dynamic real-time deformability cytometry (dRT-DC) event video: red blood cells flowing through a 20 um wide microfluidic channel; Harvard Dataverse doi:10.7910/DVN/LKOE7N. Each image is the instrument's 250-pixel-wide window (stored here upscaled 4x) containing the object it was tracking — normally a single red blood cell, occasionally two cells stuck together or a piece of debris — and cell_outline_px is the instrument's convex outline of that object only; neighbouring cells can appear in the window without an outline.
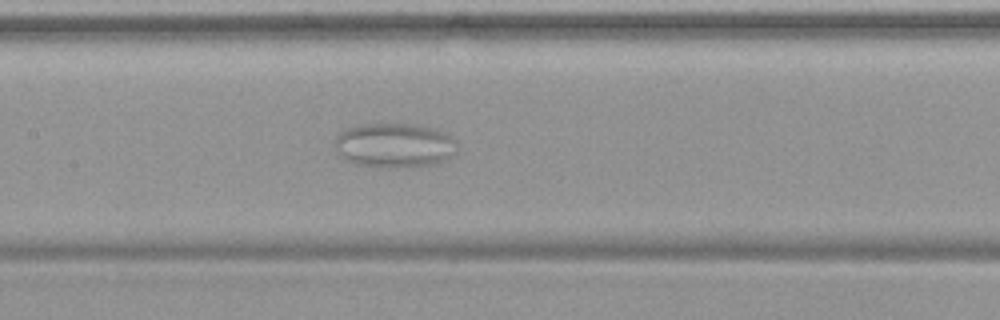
{"species": "common noctule bat (a hibernating species)", "species_latin": "Nyctalus noctula", "temperature_condition": "warm", "stored_images_in_passage": 40, "camera_frame_rate_fps": 3000, "um_per_image_px": 0.085, "animal": {"sex": "female", "body_mass_g": 19.9}, "frame": {"image": 1, "passage_image": 12, "time_ms": 3.667, "image_size_px": [1000, 320], "cell_outline_px": [[456, 140], [448, 156], [444, 160], [432, 164], [396, 168], [380, 168], [352, 164], [344, 160], [336, 152], [336, 136], [340, 132], [348, 128], [364, 124], [416, 124], [432, 128], [444, 132]], "centroid_in_image_um": [33.43, 12.36], "position_along_channel_um": 174.0, "area_um2": 31.56}}
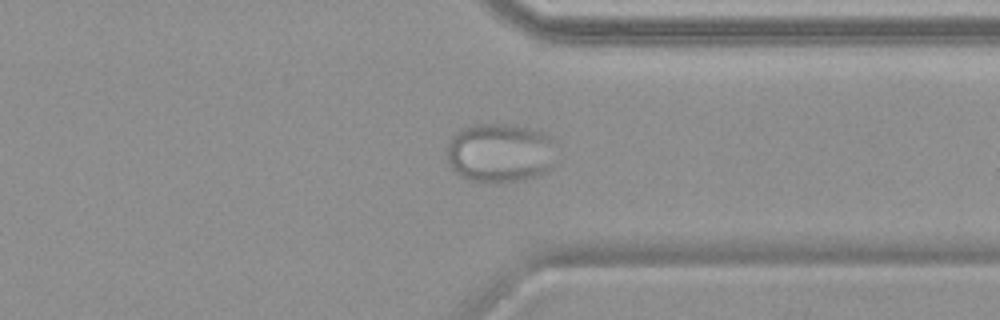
{"frame": {"image": 2, "passage_image": 28, "time_ms": 9.0, "image_size_px": [1000, 320], "cell_outline_px": [[548, 172], [536, 176], [520, 180], [488, 184], [472, 180], [460, 176], [452, 168], [448, 160], [448, 144], [452, 136], [456, 132], [464, 128], [476, 124], [508, 124], [528, 128], [544, 132], [548, 136]], "centroid_in_image_um": [42.38, 13.01], "position_along_channel_um": 369.0, "area_um2": 36.76}}
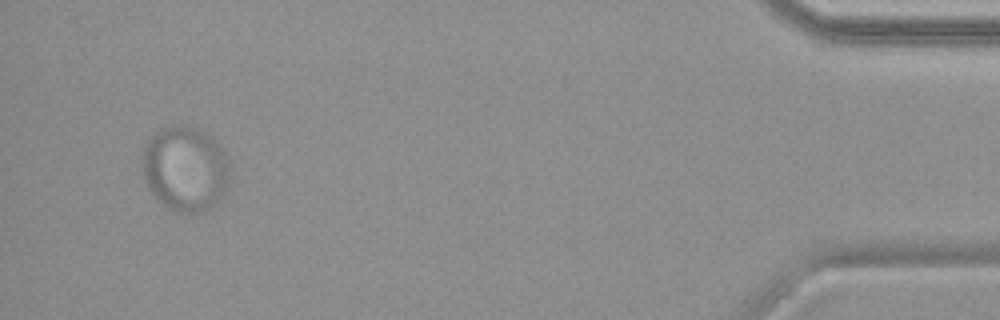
{"frame": {"image": 3, "passage_image": 38, "time_ms": 12.333, "image_size_px": [1000, 320], "cell_outline_px": [[228, 176], [224, 196], [212, 208], [200, 212], [176, 212], [168, 208], [148, 188], [144, 180], [140, 164], [144, 148], [148, 140], [156, 132], [172, 124], [180, 124], [196, 128], [204, 132], [220, 148], [228, 164]], "centroid_in_image_um": [15.7, 14.36], "position_along_channel_um": 419.5, "area_um2": 43.12}}